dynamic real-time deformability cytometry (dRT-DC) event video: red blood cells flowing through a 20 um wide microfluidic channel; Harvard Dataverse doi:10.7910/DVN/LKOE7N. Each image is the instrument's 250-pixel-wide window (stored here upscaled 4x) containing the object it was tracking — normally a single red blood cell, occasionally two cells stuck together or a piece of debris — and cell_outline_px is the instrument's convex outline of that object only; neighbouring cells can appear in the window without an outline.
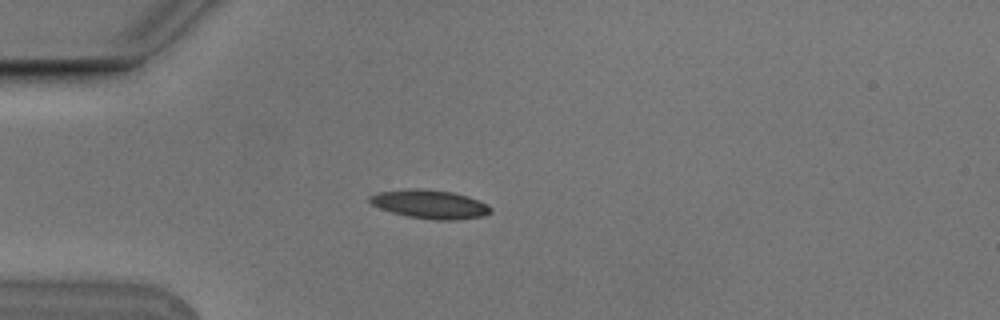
{"species": "Egyptian fruit bat (a non-hibernating species)", "species_latin": "Rousettus aegyptiacus", "temperature_condition": "cold", "stored_images_in_passage": 7, "camera_frame_rate_fps": 3000, "um_per_image_px": 0.085, "animal": {"sex": "male"}, "frame": {"image": 1, "passage_image": 4, "time_ms": 1.0, "image_size_px": [1000, 320], "cell_outline_px": [[492, 212], [484, 216], [456, 220], [436, 220], [408, 216], [392, 212], [380, 208], [372, 204], [368, 200], [368, 196], [380, 192], [412, 188], [420, 188], [452, 192], [468, 196], [480, 200], [488, 204], [492, 208]], "centroid_in_image_um": [36.59, 17.36], "position_along_channel_um": 48.4, "area_um2": 20.29}}
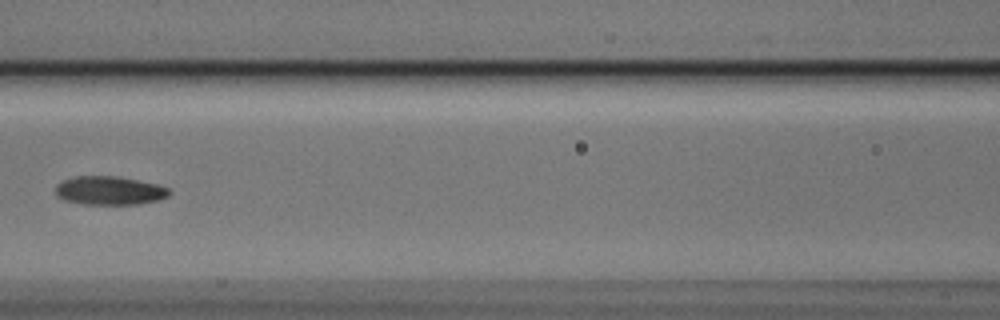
{"frame": {"image": 2, "passage_image": 7, "time_ms": 2.0, "image_size_px": [1000, 320], "cell_outline_px": [[172, 192], [168, 196], [160, 200], [140, 204], [84, 204], [64, 200], [56, 196], [56, 184], [64, 180], [76, 176], [116, 176], [156, 184], [168, 188]], "centroid_in_image_um": [9.31, 16.2], "position_along_channel_um": 157.3, "area_um2": 18.96}}